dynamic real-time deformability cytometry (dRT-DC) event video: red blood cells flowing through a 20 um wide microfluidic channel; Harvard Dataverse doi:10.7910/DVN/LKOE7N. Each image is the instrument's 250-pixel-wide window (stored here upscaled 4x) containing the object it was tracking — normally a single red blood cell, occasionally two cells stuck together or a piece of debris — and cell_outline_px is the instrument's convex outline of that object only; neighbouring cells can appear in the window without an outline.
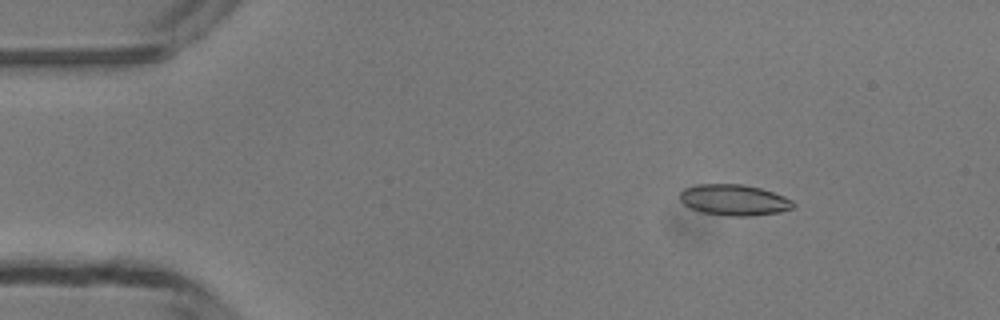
{"species": "common noctule bat (a hibernating species)", "species_latin": "Nyctalus noctula", "temperature_condition": "room temperature", "stored_images_in_passage": 49, "camera_frame_rate_fps": 3000, "um_per_image_px": 0.085, "animal": {"sex": "male", "body_mass_g": 13.3}, "frame": {"image": 1, "passage_image": 7, "time_ms": 2.0, "image_size_px": [1000, 320], "cell_outline_px": [[796, 204], [792, 208], [780, 212], [752, 216], [728, 216], [700, 212], [684, 204], [680, 200], [680, 192], [684, 188], [696, 184], [744, 184], [760, 188], [784, 196], [792, 200]], "centroid_in_image_um": [62.39, 17.0], "position_along_channel_um": 22.6, "area_um2": 20.58}}
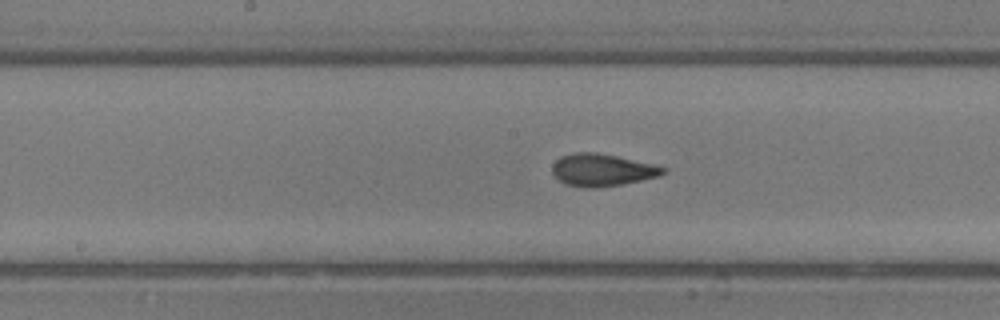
{"frame": {"image": 2, "passage_image": 25, "time_ms": 8.0, "image_size_px": [1000, 320], "cell_outline_px": [[668, 168], [660, 176], [620, 184], [592, 188], [588, 188], [568, 184], [560, 180], [552, 172], [552, 164], [560, 156], [576, 152], [596, 152], [616, 156], [652, 164]], "centroid_in_image_um": [51.16, 14.43], "position_along_channel_um": 197.0, "area_um2": 20.52}}
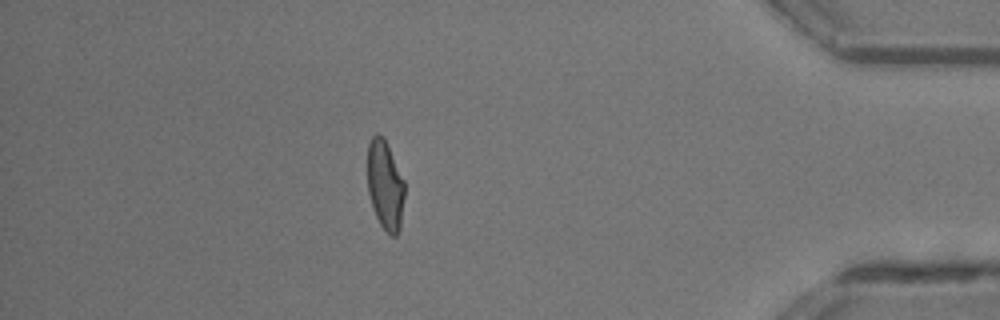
{"frame": {"image": 3, "passage_image": 43, "time_ms": 14.0, "image_size_px": [1000, 320], "cell_outline_px": [[404, 196], [400, 228], [396, 236], [392, 236], [380, 224], [376, 216], [368, 192], [368, 144], [372, 136], [376, 132], [384, 136], [404, 180]], "centroid_in_image_um": [32.74, 15.69], "position_along_channel_um": 402.5, "area_um2": 19.25}, "authors_computed_cell_mechanics": {"area_um2": 19.9988, "velocity_mm_per_s": 4.1931, "shape_relaxation_time_tau1_ms": 4.5579, "shape_relaxation_time_tau2_ms": 0.6944, "deformation_change_tau1": 0.1578, "deformation_change_tau2": 0.0599}}